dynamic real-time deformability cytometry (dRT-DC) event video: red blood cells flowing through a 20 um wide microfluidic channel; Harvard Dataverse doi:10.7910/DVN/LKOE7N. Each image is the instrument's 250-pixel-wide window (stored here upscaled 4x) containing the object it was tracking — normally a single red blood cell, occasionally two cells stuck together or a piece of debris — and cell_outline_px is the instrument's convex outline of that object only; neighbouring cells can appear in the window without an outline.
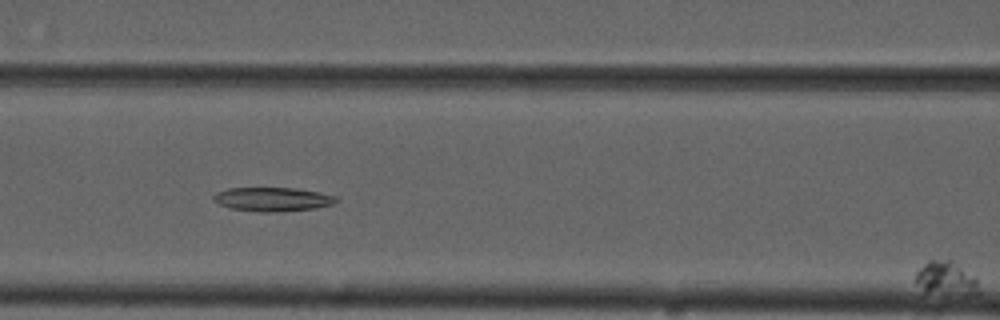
{"species": "common noctule bat (a hibernating species)", "species_latin": "Nyctalus noctula", "temperature_condition": "cold", "stored_images_in_passage": 6, "camera_frame_rate_fps": 3000, "um_per_image_px": 0.085, "animal": {"sex": "male", "forearm_length_mm": 52.5}, "frame": {"image": 1, "passage_image": 6, "time_ms": 6.667, "image_size_px": [1000, 320], "cell_outline_px": [[980, 292], [964, 296], [920, 296], [916, 284], [916, 272], [928, 260], [952, 260], [976, 276]], "centroid_in_image_um": [80.36, 23.77], "position_along_channel_um": 86.2, "area_um2": 13.64}}